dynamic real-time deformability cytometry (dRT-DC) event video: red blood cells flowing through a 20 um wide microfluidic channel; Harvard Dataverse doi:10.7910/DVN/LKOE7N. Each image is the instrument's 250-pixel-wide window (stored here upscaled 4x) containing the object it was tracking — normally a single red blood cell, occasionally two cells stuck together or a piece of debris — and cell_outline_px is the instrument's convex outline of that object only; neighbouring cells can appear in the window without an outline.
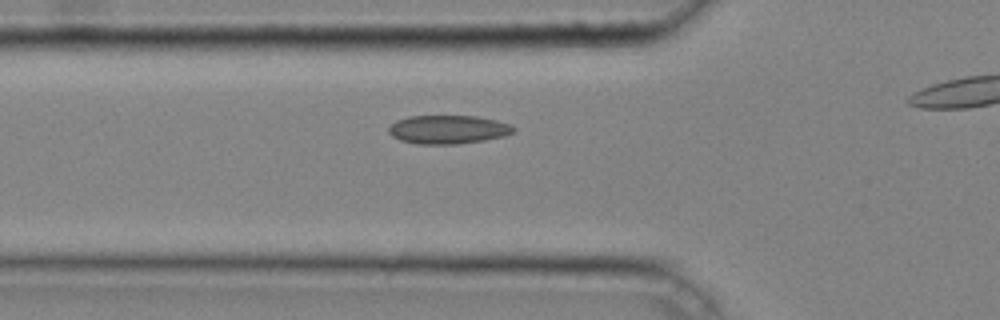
{"species": "common noctule bat (a hibernating species)", "species_latin": "Nyctalus noctula", "temperature_condition": "cold", "stored_images_in_passage": 24, "camera_frame_rate_fps": 3000, "um_per_image_px": 0.085, "animal": {"sex": "male", "body_mass_g": 20.4}, "frame": {"image": 1, "passage_image": 2, "time_ms": 0.333, "image_size_px": [1000, 320], "cell_outline_px": [[516, 132], [504, 136], [484, 140], [456, 144], [416, 144], [400, 140], [392, 136], [388, 132], [388, 128], [396, 120], [408, 116], [476, 116], [496, 120], [512, 124], [516, 128]], "centroid_in_image_um": [38.11, 11.0], "position_along_channel_um": 87.7, "area_um2": 20.98}}
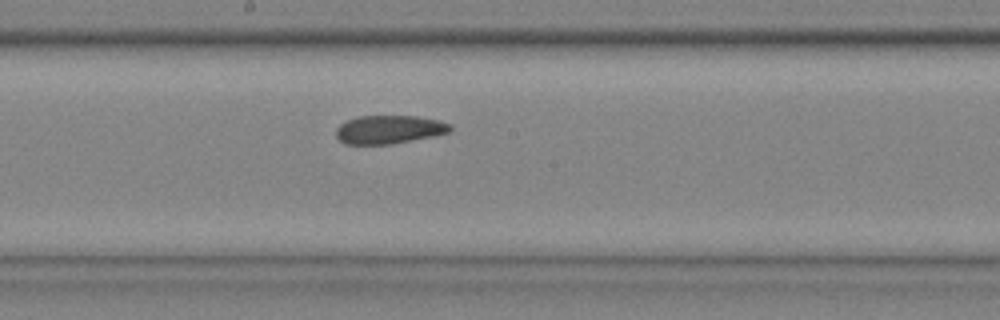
{"frame": {"image": 2, "passage_image": 11, "time_ms": 3.333, "image_size_px": [1000, 320], "cell_outline_px": [[452, 128], [448, 132], [432, 136], [392, 144], [344, 144], [336, 136], [336, 128], [340, 124], [348, 120], [360, 116], [416, 116], [440, 120], [452, 124]], "centroid_in_image_um": [33.08, 11.0], "position_along_channel_um": 215.1, "area_um2": 18.84}}
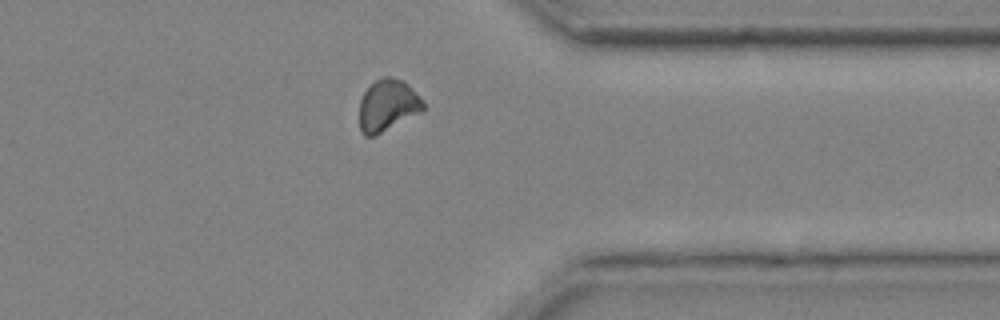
{"frame": {"image": 3, "passage_image": 23, "time_ms": 7.333, "image_size_px": [1000, 320], "cell_outline_px": [[424, 108], [420, 112], [376, 136], [364, 136], [360, 132], [360, 100], [364, 92], [376, 80], [384, 76], [392, 76], [404, 80], [424, 100]], "centroid_in_image_um": [32.95, 8.95], "position_along_channel_um": 378.4, "area_um2": 19.36}}